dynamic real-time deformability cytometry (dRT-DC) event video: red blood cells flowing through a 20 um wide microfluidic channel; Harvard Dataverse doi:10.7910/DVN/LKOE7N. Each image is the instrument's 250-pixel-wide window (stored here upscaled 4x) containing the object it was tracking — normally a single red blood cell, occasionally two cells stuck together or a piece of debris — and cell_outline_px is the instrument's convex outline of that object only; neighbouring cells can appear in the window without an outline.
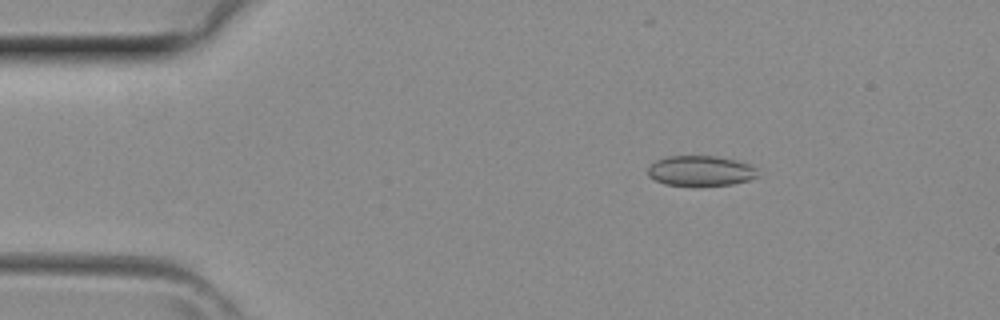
{"species": "common noctule bat (a hibernating species)", "species_latin": "Nyctalus noctula", "temperature_condition": "room temperature", "stored_images_in_passage": 3, "camera_frame_rate_fps": 3000, "um_per_image_px": 0.085, "animal": {"sex": "female", "body_mass_g": 29.2, "forearm_length_mm": 56.3}, "frame": {"image": 1, "passage_image": 1, "time_ms": 0.0, "image_size_px": [1000, 320], "cell_outline_px": [[756, 176], [748, 180], [732, 184], [664, 184], [648, 176], [648, 168], [656, 160], [668, 156], [716, 156], [748, 164], [752, 168]], "centroid_in_image_um": [59.47, 14.5], "position_along_channel_um": 25.5, "area_um2": 18.5}}
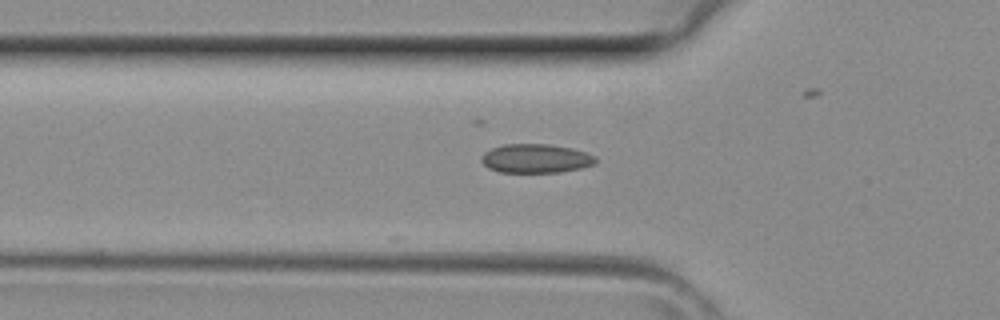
{"frame": {"image": 2, "passage_image": 3, "time_ms": 0.667, "image_size_px": [1000, 320], "cell_outline_px": [[596, 164], [580, 168], [560, 172], [500, 172], [488, 168], [480, 160], [480, 156], [484, 152], [492, 148], [504, 144], [548, 144], [572, 148], [596, 156]], "centroid_in_image_um": [45.52, 13.47], "position_along_channel_um": 80.3, "area_um2": 19.31}}